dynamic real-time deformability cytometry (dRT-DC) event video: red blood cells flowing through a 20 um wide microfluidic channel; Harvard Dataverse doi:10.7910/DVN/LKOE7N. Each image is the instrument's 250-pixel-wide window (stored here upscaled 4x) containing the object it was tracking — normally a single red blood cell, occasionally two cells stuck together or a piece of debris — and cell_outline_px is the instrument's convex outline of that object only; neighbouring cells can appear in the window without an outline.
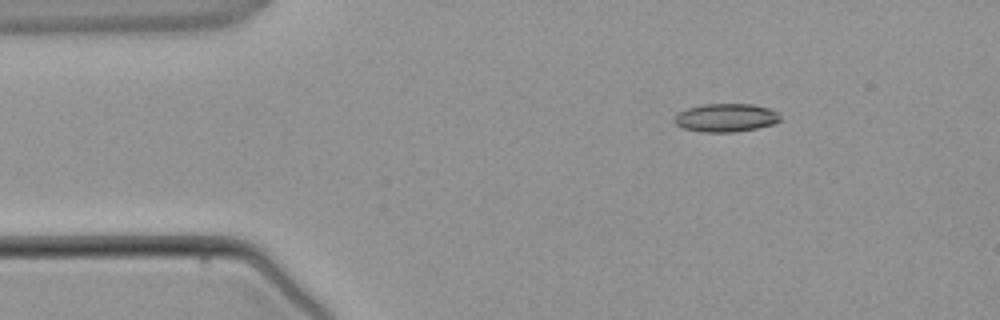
{"species": "common noctule bat (a hibernating species)", "species_latin": "Nyctalus noctula", "temperature_condition": "warm", "stored_images_in_passage": 4, "camera_frame_rate_fps": 3000, "um_per_image_px": 0.085, "animal": {"sex": "male", "body_mass_g": 21.5, "forearm_length_mm": 52.0}, "frame": {"image": 1, "passage_image": 2, "time_ms": 1.333, "image_size_px": [1000, 320], "cell_outline_px": [[784, 120], [776, 124], [736, 132], [704, 132], [684, 128], [676, 124], [672, 120], [680, 112], [688, 108], [704, 104], [752, 104], [768, 108], [776, 112]], "centroid_in_image_um": [61.75, 10.01], "position_along_channel_um": 23.3, "area_um2": 17.46}}
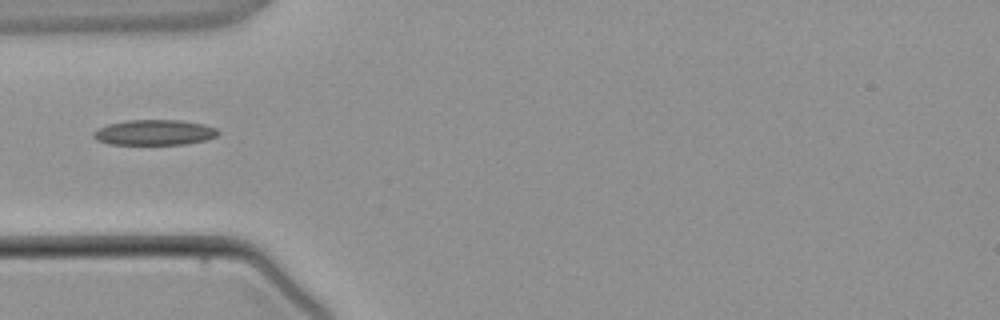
{"frame": {"image": 2, "passage_image": 4, "time_ms": 3.667, "image_size_px": [1000, 320], "cell_outline_px": [[220, 132], [216, 136], [208, 140], [184, 144], [108, 144], [96, 140], [92, 136], [92, 132], [108, 124], [128, 120], [180, 120], [204, 124], [216, 128]], "centroid_in_image_um": [13.13, 11.26], "position_along_channel_um": 71.9, "area_um2": 18.5}}